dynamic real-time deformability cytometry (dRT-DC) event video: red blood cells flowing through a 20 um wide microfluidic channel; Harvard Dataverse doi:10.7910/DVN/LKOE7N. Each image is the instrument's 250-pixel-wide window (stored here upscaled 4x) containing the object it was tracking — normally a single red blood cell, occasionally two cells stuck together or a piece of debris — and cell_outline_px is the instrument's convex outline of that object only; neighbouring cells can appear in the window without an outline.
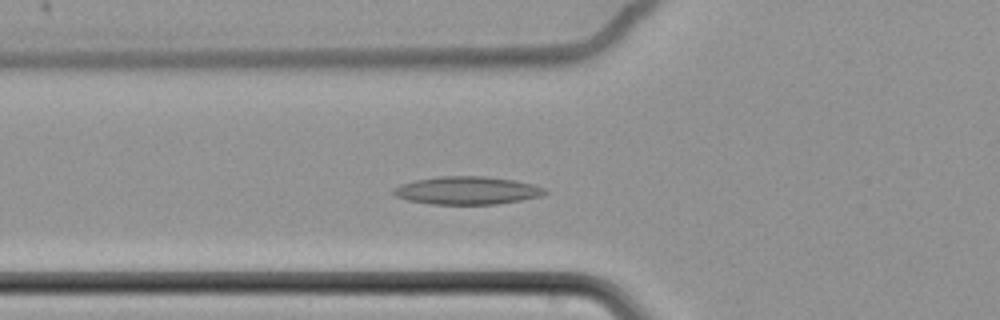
{"species": "common noctule bat (a hibernating species)", "species_latin": "Nyctalus noctula", "temperature_condition": "cold", "stored_images_in_passage": 60, "camera_frame_rate_fps": 3000, "um_per_image_px": 0.085, "animal": {"sex": "female", "body_mass_g": 22.7, "forearm_length_mm": 54.2}, "frame": {"image": 1, "passage_image": 21, "time_ms": 6.667, "image_size_px": [1000, 320], "cell_outline_px": [[548, 192], [540, 196], [520, 200], [496, 204], [432, 204], [408, 200], [396, 196], [392, 192], [392, 188], [400, 184], [416, 180], [436, 176], [484, 176], [516, 180], [532, 184], [544, 188]], "centroid_in_image_um": [39.68, 16.18], "position_along_channel_um": 86.1, "area_um2": 24.62}}
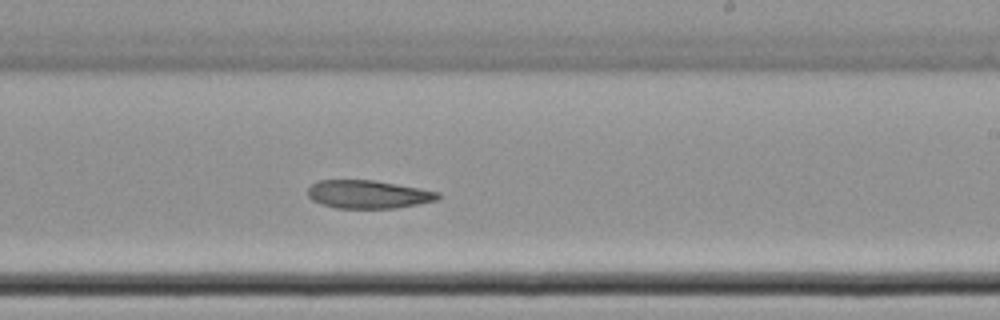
{"frame": {"image": 2, "passage_image": 36, "time_ms": 11.667, "image_size_px": [1000, 320], "cell_outline_px": [[440, 196], [436, 200], [396, 208], [336, 208], [312, 200], [308, 196], [308, 188], [312, 184], [320, 180], [376, 180], [440, 192]], "centroid_in_image_um": [31.29, 16.51], "position_along_channel_um": 257.7, "area_um2": 21.21}}
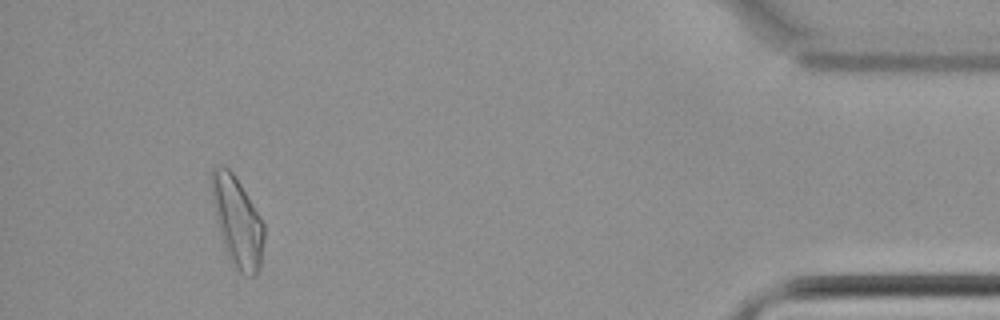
{"frame": {"image": 3, "passage_image": 55, "time_ms": 18.0, "image_size_px": [1000, 320], "cell_outline_px": [[264, 240], [260, 268], [252, 276], [248, 276], [240, 272], [232, 264], [224, 248], [220, 236], [212, 204], [208, 180], [208, 176], [212, 164], [224, 164], [232, 172], [240, 184], [260, 216], [264, 224]], "centroid_in_image_um": [20.1, 18.75], "position_along_channel_um": 415.1, "area_um2": 28.03}}